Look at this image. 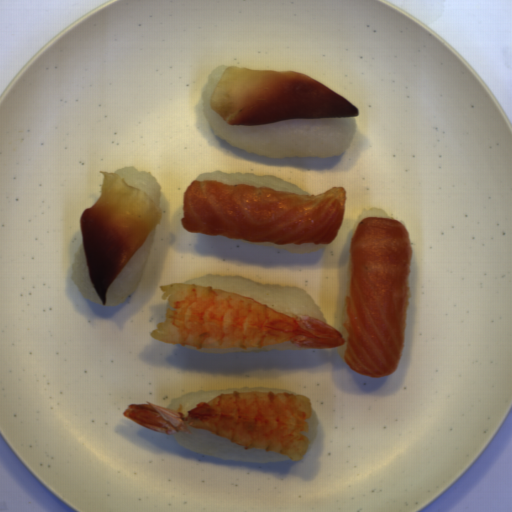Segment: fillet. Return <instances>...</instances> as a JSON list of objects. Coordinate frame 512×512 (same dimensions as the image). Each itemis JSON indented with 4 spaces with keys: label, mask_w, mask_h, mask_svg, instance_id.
I'll use <instances>...</instances> for the list:
<instances>
[{
    "label": "fillet",
    "mask_w": 512,
    "mask_h": 512,
    "mask_svg": "<svg viewBox=\"0 0 512 512\" xmlns=\"http://www.w3.org/2000/svg\"><path fill=\"white\" fill-rule=\"evenodd\" d=\"M349 256L343 357L357 374L382 378L397 371L405 347L413 256L409 232L403 222L369 216L356 225Z\"/></svg>",
    "instance_id": "fillet-1"
},
{
    "label": "fillet",
    "mask_w": 512,
    "mask_h": 512,
    "mask_svg": "<svg viewBox=\"0 0 512 512\" xmlns=\"http://www.w3.org/2000/svg\"><path fill=\"white\" fill-rule=\"evenodd\" d=\"M346 188L297 194L265 186L193 180L183 192L181 224L188 233L277 245H326L339 235Z\"/></svg>",
    "instance_id": "fillet-2"
},
{
    "label": "fillet",
    "mask_w": 512,
    "mask_h": 512,
    "mask_svg": "<svg viewBox=\"0 0 512 512\" xmlns=\"http://www.w3.org/2000/svg\"><path fill=\"white\" fill-rule=\"evenodd\" d=\"M210 104L231 126L360 115L347 98L305 73L235 65L220 76Z\"/></svg>",
    "instance_id": "fillet-3"
},
{
    "label": "fillet",
    "mask_w": 512,
    "mask_h": 512,
    "mask_svg": "<svg viewBox=\"0 0 512 512\" xmlns=\"http://www.w3.org/2000/svg\"><path fill=\"white\" fill-rule=\"evenodd\" d=\"M99 172L100 196L82 212L80 228L89 279L103 306L113 279L161 223L163 208L119 173Z\"/></svg>",
    "instance_id": "fillet-4"
}]
</instances>
